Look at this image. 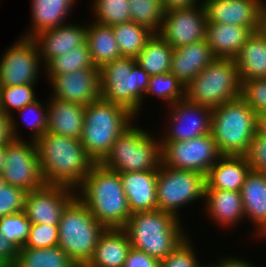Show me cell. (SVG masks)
<instances>
[{"label": "cell", "instance_id": "db71d44e", "mask_svg": "<svg viewBox=\"0 0 266 267\" xmlns=\"http://www.w3.org/2000/svg\"><path fill=\"white\" fill-rule=\"evenodd\" d=\"M5 165V145L0 146V173H2Z\"/></svg>", "mask_w": 266, "mask_h": 267}, {"label": "cell", "instance_id": "4dcf8cb0", "mask_svg": "<svg viewBox=\"0 0 266 267\" xmlns=\"http://www.w3.org/2000/svg\"><path fill=\"white\" fill-rule=\"evenodd\" d=\"M173 47L155 33L136 57L138 65L150 76L169 73Z\"/></svg>", "mask_w": 266, "mask_h": 267}, {"label": "cell", "instance_id": "f6af8a7d", "mask_svg": "<svg viewBox=\"0 0 266 267\" xmlns=\"http://www.w3.org/2000/svg\"><path fill=\"white\" fill-rule=\"evenodd\" d=\"M243 156L251 170L266 174V137L255 133Z\"/></svg>", "mask_w": 266, "mask_h": 267}, {"label": "cell", "instance_id": "8d00e7d4", "mask_svg": "<svg viewBox=\"0 0 266 267\" xmlns=\"http://www.w3.org/2000/svg\"><path fill=\"white\" fill-rule=\"evenodd\" d=\"M156 96L164 101H167L170 106L177 101L185 99V86L170 73H162L150 76L147 90L144 94Z\"/></svg>", "mask_w": 266, "mask_h": 267}, {"label": "cell", "instance_id": "5bb4252c", "mask_svg": "<svg viewBox=\"0 0 266 267\" xmlns=\"http://www.w3.org/2000/svg\"><path fill=\"white\" fill-rule=\"evenodd\" d=\"M192 7L172 9L165 12L158 34L173 49L206 38L207 17L203 3ZM201 4V5H200Z\"/></svg>", "mask_w": 266, "mask_h": 267}, {"label": "cell", "instance_id": "836d02e7", "mask_svg": "<svg viewBox=\"0 0 266 267\" xmlns=\"http://www.w3.org/2000/svg\"><path fill=\"white\" fill-rule=\"evenodd\" d=\"M35 84L0 86V111L11 117V131L14 139H22L16 130V122L12 110H20L24 106L38 100L35 96Z\"/></svg>", "mask_w": 266, "mask_h": 267}, {"label": "cell", "instance_id": "cb8c5ba5", "mask_svg": "<svg viewBox=\"0 0 266 267\" xmlns=\"http://www.w3.org/2000/svg\"><path fill=\"white\" fill-rule=\"evenodd\" d=\"M208 216L219 226L232 227L244 220V206L241 192L220 189H206L204 197Z\"/></svg>", "mask_w": 266, "mask_h": 267}, {"label": "cell", "instance_id": "603a6c76", "mask_svg": "<svg viewBox=\"0 0 266 267\" xmlns=\"http://www.w3.org/2000/svg\"><path fill=\"white\" fill-rule=\"evenodd\" d=\"M245 218L255 224L257 237L266 233V174L250 170L241 190Z\"/></svg>", "mask_w": 266, "mask_h": 267}, {"label": "cell", "instance_id": "e575fe53", "mask_svg": "<svg viewBox=\"0 0 266 267\" xmlns=\"http://www.w3.org/2000/svg\"><path fill=\"white\" fill-rule=\"evenodd\" d=\"M44 68H46L47 75H61L81 69L98 67H95L92 63L88 46L84 44L52 59Z\"/></svg>", "mask_w": 266, "mask_h": 267}, {"label": "cell", "instance_id": "e0dca14e", "mask_svg": "<svg viewBox=\"0 0 266 267\" xmlns=\"http://www.w3.org/2000/svg\"><path fill=\"white\" fill-rule=\"evenodd\" d=\"M52 97L87 106L101 98L99 68H86L61 75H48Z\"/></svg>", "mask_w": 266, "mask_h": 267}, {"label": "cell", "instance_id": "b9f144b4", "mask_svg": "<svg viewBox=\"0 0 266 267\" xmlns=\"http://www.w3.org/2000/svg\"><path fill=\"white\" fill-rule=\"evenodd\" d=\"M240 97L256 112H266V79L241 80Z\"/></svg>", "mask_w": 266, "mask_h": 267}, {"label": "cell", "instance_id": "7bdbcfd3", "mask_svg": "<svg viewBox=\"0 0 266 267\" xmlns=\"http://www.w3.org/2000/svg\"><path fill=\"white\" fill-rule=\"evenodd\" d=\"M58 225L31 224L26 242L21 248H50L58 246Z\"/></svg>", "mask_w": 266, "mask_h": 267}, {"label": "cell", "instance_id": "8992f818", "mask_svg": "<svg viewBox=\"0 0 266 267\" xmlns=\"http://www.w3.org/2000/svg\"><path fill=\"white\" fill-rule=\"evenodd\" d=\"M159 140L131 124L117 137L100 164L118 173L158 170L162 163Z\"/></svg>", "mask_w": 266, "mask_h": 267}, {"label": "cell", "instance_id": "9c48e42d", "mask_svg": "<svg viewBox=\"0 0 266 267\" xmlns=\"http://www.w3.org/2000/svg\"><path fill=\"white\" fill-rule=\"evenodd\" d=\"M241 80L234 59L215 58L187 86L185 99L211 109L240 98Z\"/></svg>", "mask_w": 266, "mask_h": 267}, {"label": "cell", "instance_id": "d590c367", "mask_svg": "<svg viewBox=\"0 0 266 267\" xmlns=\"http://www.w3.org/2000/svg\"><path fill=\"white\" fill-rule=\"evenodd\" d=\"M131 21L158 33L162 27L166 10L161 0H128Z\"/></svg>", "mask_w": 266, "mask_h": 267}, {"label": "cell", "instance_id": "11a10c76", "mask_svg": "<svg viewBox=\"0 0 266 267\" xmlns=\"http://www.w3.org/2000/svg\"><path fill=\"white\" fill-rule=\"evenodd\" d=\"M199 267H220V266H219L218 263H217V265L211 263V265H204V264L202 265V264H201Z\"/></svg>", "mask_w": 266, "mask_h": 267}, {"label": "cell", "instance_id": "d6986e66", "mask_svg": "<svg viewBox=\"0 0 266 267\" xmlns=\"http://www.w3.org/2000/svg\"><path fill=\"white\" fill-rule=\"evenodd\" d=\"M63 24L52 29L44 30L33 37L36 42L43 65L52 59L86 44L87 24Z\"/></svg>", "mask_w": 266, "mask_h": 267}, {"label": "cell", "instance_id": "3957f363", "mask_svg": "<svg viewBox=\"0 0 266 267\" xmlns=\"http://www.w3.org/2000/svg\"><path fill=\"white\" fill-rule=\"evenodd\" d=\"M180 225V218L157 209L132 213L123 229L132 248L162 261L188 238Z\"/></svg>", "mask_w": 266, "mask_h": 267}, {"label": "cell", "instance_id": "7c38bea8", "mask_svg": "<svg viewBox=\"0 0 266 267\" xmlns=\"http://www.w3.org/2000/svg\"><path fill=\"white\" fill-rule=\"evenodd\" d=\"M5 181L29 192L45 185L35 141L12 139L5 144Z\"/></svg>", "mask_w": 266, "mask_h": 267}, {"label": "cell", "instance_id": "277c9868", "mask_svg": "<svg viewBox=\"0 0 266 267\" xmlns=\"http://www.w3.org/2000/svg\"><path fill=\"white\" fill-rule=\"evenodd\" d=\"M135 115L126 107L100 98L85 106L81 143L87 155L100 163L117 137L133 123Z\"/></svg>", "mask_w": 266, "mask_h": 267}, {"label": "cell", "instance_id": "681fc988", "mask_svg": "<svg viewBox=\"0 0 266 267\" xmlns=\"http://www.w3.org/2000/svg\"><path fill=\"white\" fill-rule=\"evenodd\" d=\"M226 256L225 258H221L222 260L219 259L218 263L220 267H255L254 264L249 263L248 260L246 259H241L239 260V258L237 257H228Z\"/></svg>", "mask_w": 266, "mask_h": 267}, {"label": "cell", "instance_id": "60d3db41", "mask_svg": "<svg viewBox=\"0 0 266 267\" xmlns=\"http://www.w3.org/2000/svg\"><path fill=\"white\" fill-rule=\"evenodd\" d=\"M17 112L20 114L19 116L22 115L21 117L24 119L27 128L32 130V141L36 142L46 133L48 124V106L45 107L41 102H39V100H36L35 102L24 106ZM30 113L33 115L31 116Z\"/></svg>", "mask_w": 266, "mask_h": 267}, {"label": "cell", "instance_id": "d6a6232c", "mask_svg": "<svg viewBox=\"0 0 266 267\" xmlns=\"http://www.w3.org/2000/svg\"><path fill=\"white\" fill-rule=\"evenodd\" d=\"M122 57L136 58L155 34L150 28L133 21L112 26Z\"/></svg>", "mask_w": 266, "mask_h": 267}, {"label": "cell", "instance_id": "30bf717a", "mask_svg": "<svg viewBox=\"0 0 266 267\" xmlns=\"http://www.w3.org/2000/svg\"><path fill=\"white\" fill-rule=\"evenodd\" d=\"M205 190L206 176L202 173L167 167L161 163L156 183L158 210L180 218V206H186L199 199L203 201Z\"/></svg>", "mask_w": 266, "mask_h": 267}, {"label": "cell", "instance_id": "ab89813d", "mask_svg": "<svg viewBox=\"0 0 266 267\" xmlns=\"http://www.w3.org/2000/svg\"><path fill=\"white\" fill-rule=\"evenodd\" d=\"M27 191L8 184L0 173V218L24 211Z\"/></svg>", "mask_w": 266, "mask_h": 267}, {"label": "cell", "instance_id": "8fae6325", "mask_svg": "<svg viewBox=\"0 0 266 267\" xmlns=\"http://www.w3.org/2000/svg\"><path fill=\"white\" fill-rule=\"evenodd\" d=\"M162 164L207 175L222 154L211 133L178 142H161Z\"/></svg>", "mask_w": 266, "mask_h": 267}, {"label": "cell", "instance_id": "74e56055", "mask_svg": "<svg viewBox=\"0 0 266 267\" xmlns=\"http://www.w3.org/2000/svg\"><path fill=\"white\" fill-rule=\"evenodd\" d=\"M93 5L96 23L112 27L131 21L128 0H94Z\"/></svg>", "mask_w": 266, "mask_h": 267}, {"label": "cell", "instance_id": "c3c4849f", "mask_svg": "<svg viewBox=\"0 0 266 267\" xmlns=\"http://www.w3.org/2000/svg\"><path fill=\"white\" fill-rule=\"evenodd\" d=\"M13 139L11 131V117L0 111V146Z\"/></svg>", "mask_w": 266, "mask_h": 267}, {"label": "cell", "instance_id": "bcb514c9", "mask_svg": "<svg viewBox=\"0 0 266 267\" xmlns=\"http://www.w3.org/2000/svg\"><path fill=\"white\" fill-rule=\"evenodd\" d=\"M123 267H160V261L131 247Z\"/></svg>", "mask_w": 266, "mask_h": 267}, {"label": "cell", "instance_id": "9a60e30c", "mask_svg": "<svg viewBox=\"0 0 266 267\" xmlns=\"http://www.w3.org/2000/svg\"><path fill=\"white\" fill-rule=\"evenodd\" d=\"M172 108H171V107ZM168 106L170 129L160 142H178L190 140L211 133L212 110L207 106L195 104L186 99Z\"/></svg>", "mask_w": 266, "mask_h": 267}, {"label": "cell", "instance_id": "ffe728a7", "mask_svg": "<svg viewBox=\"0 0 266 267\" xmlns=\"http://www.w3.org/2000/svg\"><path fill=\"white\" fill-rule=\"evenodd\" d=\"M119 174L131 214L157 210L158 170Z\"/></svg>", "mask_w": 266, "mask_h": 267}, {"label": "cell", "instance_id": "f1b7e54d", "mask_svg": "<svg viewBox=\"0 0 266 267\" xmlns=\"http://www.w3.org/2000/svg\"><path fill=\"white\" fill-rule=\"evenodd\" d=\"M76 0H32V27L23 37L33 38L38 33L66 24L64 20Z\"/></svg>", "mask_w": 266, "mask_h": 267}, {"label": "cell", "instance_id": "f5cc1de1", "mask_svg": "<svg viewBox=\"0 0 266 267\" xmlns=\"http://www.w3.org/2000/svg\"><path fill=\"white\" fill-rule=\"evenodd\" d=\"M256 133L266 137V112L257 114Z\"/></svg>", "mask_w": 266, "mask_h": 267}, {"label": "cell", "instance_id": "83f0119b", "mask_svg": "<svg viewBox=\"0 0 266 267\" xmlns=\"http://www.w3.org/2000/svg\"><path fill=\"white\" fill-rule=\"evenodd\" d=\"M240 80L266 79V38L253 32L234 58Z\"/></svg>", "mask_w": 266, "mask_h": 267}, {"label": "cell", "instance_id": "1f68e13d", "mask_svg": "<svg viewBox=\"0 0 266 267\" xmlns=\"http://www.w3.org/2000/svg\"><path fill=\"white\" fill-rule=\"evenodd\" d=\"M13 267H78L59 246L20 248Z\"/></svg>", "mask_w": 266, "mask_h": 267}, {"label": "cell", "instance_id": "ba28073f", "mask_svg": "<svg viewBox=\"0 0 266 267\" xmlns=\"http://www.w3.org/2000/svg\"><path fill=\"white\" fill-rule=\"evenodd\" d=\"M99 71L101 98L126 107L137 117L150 75L138 65L136 58L115 59Z\"/></svg>", "mask_w": 266, "mask_h": 267}, {"label": "cell", "instance_id": "f546056e", "mask_svg": "<svg viewBox=\"0 0 266 267\" xmlns=\"http://www.w3.org/2000/svg\"><path fill=\"white\" fill-rule=\"evenodd\" d=\"M91 26V27H90ZM86 44L91 61L99 69L110 61L121 58L113 29L99 23L87 24Z\"/></svg>", "mask_w": 266, "mask_h": 267}, {"label": "cell", "instance_id": "f35d334b", "mask_svg": "<svg viewBox=\"0 0 266 267\" xmlns=\"http://www.w3.org/2000/svg\"><path fill=\"white\" fill-rule=\"evenodd\" d=\"M31 222L24 211L0 218V232L18 249L23 247L29 234Z\"/></svg>", "mask_w": 266, "mask_h": 267}, {"label": "cell", "instance_id": "52a82bcc", "mask_svg": "<svg viewBox=\"0 0 266 267\" xmlns=\"http://www.w3.org/2000/svg\"><path fill=\"white\" fill-rule=\"evenodd\" d=\"M256 126V112L241 97L212 110L211 135L222 155H243Z\"/></svg>", "mask_w": 266, "mask_h": 267}, {"label": "cell", "instance_id": "6da1fadb", "mask_svg": "<svg viewBox=\"0 0 266 267\" xmlns=\"http://www.w3.org/2000/svg\"><path fill=\"white\" fill-rule=\"evenodd\" d=\"M35 143L45 184L77 189L95 164L80 139L46 132Z\"/></svg>", "mask_w": 266, "mask_h": 267}, {"label": "cell", "instance_id": "ac0fdd59", "mask_svg": "<svg viewBox=\"0 0 266 267\" xmlns=\"http://www.w3.org/2000/svg\"><path fill=\"white\" fill-rule=\"evenodd\" d=\"M262 0H202L207 23H222L258 30L259 9Z\"/></svg>", "mask_w": 266, "mask_h": 267}, {"label": "cell", "instance_id": "d4e9b609", "mask_svg": "<svg viewBox=\"0 0 266 267\" xmlns=\"http://www.w3.org/2000/svg\"><path fill=\"white\" fill-rule=\"evenodd\" d=\"M48 106L47 131L56 135L81 139L85 106L51 97Z\"/></svg>", "mask_w": 266, "mask_h": 267}, {"label": "cell", "instance_id": "5b68a950", "mask_svg": "<svg viewBox=\"0 0 266 267\" xmlns=\"http://www.w3.org/2000/svg\"><path fill=\"white\" fill-rule=\"evenodd\" d=\"M58 230V246L78 267H85L92 259L106 227L99 223L87 206L75 196L66 205Z\"/></svg>", "mask_w": 266, "mask_h": 267}, {"label": "cell", "instance_id": "7a4b0ae2", "mask_svg": "<svg viewBox=\"0 0 266 267\" xmlns=\"http://www.w3.org/2000/svg\"><path fill=\"white\" fill-rule=\"evenodd\" d=\"M76 191V196L106 228L126 225L131 211L118 172L95 163Z\"/></svg>", "mask_w": 266, "mask_h": 267}, {"label": "cell", "instance_id": "44dd1931", "mask_svg": "<svg viewBox=\"0 0 266 267\" xmlns=\"http://www.w3.org/2000/svg\"><path fill=\"white\" fill-rule=\"evenodd\" d=\"M215 56L206 39L173 49L170 74L187 86Z\"/></svg>", "mask_w": 266, "mask_h": 267}, {"label": "cell", "instance_id": "816d5d0a", "mask_svg": "<svg viewBox=\"0 0 266 267\" xmlns=\"http://www.w3.org/2000/svg\"><path fill=\"white\" fill-rule=\"evenodd\" d=\"M257 31L266 38V2L263 1L260 3Z\"/></svg>", "mask_w": 266, "mask_h": 267}, {"label": "cell", "instance_id": "4fadbf2b", "mask_svg": "<svg viewBox=\"0 0 266 267\" xmlns=\"http://www.w3.org/2000/svg\"><path fill=\"white\" fill-rule=\"evenodd\" d=\"M40 64L42 61L36 42L33 38L22 36L0 59V86L35 84Z\"/></svg>", "mask_w": 266, "mask_h": 267}, {"label": "cell", "instance_id": "2e32d148", "mask_svg": "<svg viewBox=\"0 0 266 267\" xmlns=\"http://www.w3.org/2000/svg\"><path fill=\"white\" fill-rule=\"evenodd\" d=\"M76 194L75 189L48 184L29 191L24 205L26 217L31 224L58 225L66 205Z\"/></svg>", "mask_w": 266, "mask_h": 267}, {"label": "cell", "instance_id": "484cf974", "mask_svg": "<svg viewBox=\"0 0 266 267\" xmlns=\"http://www.w3.org/2000/svg\"><path fill=\"white\" fill-rule=\"evenodd\" d=\"M131 244L123 228H106L85 267H123Z\"/></svg>", "mask_w": 266, "mask_h": 267}, {"label": "cell", "instance_id": "ee69618b", "mask_svg": "<svg viewBox=\"0 0 266 267\" xmlns=\"http://www.w3.org/2000/svg\"><path fill=\"white\" fill-rule=\"evenodd\" d=\"M193 245L189 237L173 252L160 261V267H199Z\"/></svg>", "mask_w": 266, "mask_h": 267}, {"label": "cell", "instance_id": "7dc6e473", "mask_svg": "<svg viewBox=\"0 0 266 267\" xmlns=\"http://www.w3.org/2000/svg\"><path fill=\"white\" fill-rule=\"evenodd\" d=\"M18 248L4 238L0 232V267H13L15 265Z\"/></svg>", "mask_w": 266, "mask_h": 267}, {"label": "cell", "instance_id": "7402d4cb", "mask_svg": "<svg viewBox=\"0 0 266 267\" xmlns=\"http://www.w3.org/2000/svg\"><path fill=\"white\" fill-rule=\"evenodd\" d=\"M250 170L243 155H222L206 175V189L241 192Z\"/></svg>", "mask_w": 266, "mask_h": 267}, {"label": "cell", "instance_id": "f907efd6", "mask_svg": "<svg viewBox=\"0 0 266 267\" xmlns=\"http://www.w3.org/2000/svg\"><path fill=\"white\" fill-rule=\"evenodd\" d=\"M163 2L164 9L172 10V9H181L192 7L196 5L200 0H161Z\"/></svg>", "mask_w": 266, "mask_h": 267}, {"label": "cell", "instance_id": "4316f807", "mask_svg": "<svg viewBox=\"0 0 266 267\" xmlns=\"http://www.w3.org/2000/svg\"><path fill=\"white\" fill-rule=\"evenodd\" d=\"M252 33L244 26L207 23L205 39L215 58L234 59Z\"/></svg>", "mask_w": 266, "mask_h": 267}]
</instances>
